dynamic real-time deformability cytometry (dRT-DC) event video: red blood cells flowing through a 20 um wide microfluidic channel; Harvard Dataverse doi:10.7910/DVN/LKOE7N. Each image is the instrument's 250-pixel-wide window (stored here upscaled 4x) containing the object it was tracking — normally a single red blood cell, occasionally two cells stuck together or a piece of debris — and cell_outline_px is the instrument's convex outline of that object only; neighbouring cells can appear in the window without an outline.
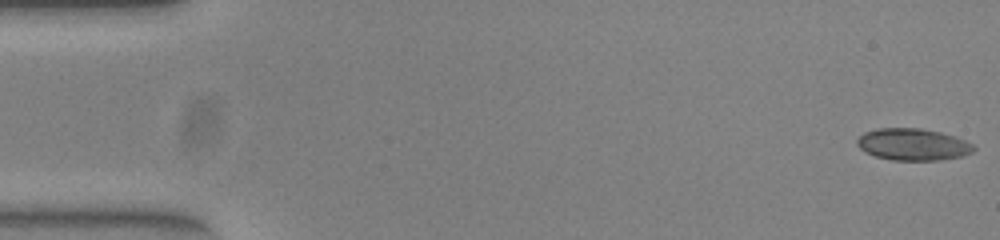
{"species": "common noctule bat (a hibernating species)", "species_latin": "Nyctalus noctula", "temperature_condition": "warm", "stored_images_in_passage": 51, "camera_frame_rate_fps": 3000, "um_per_image_px": 0.085, "animal": {"sex": "female", "body_mass_g": 23.0, "forearm_length_mm": 53.4}, "frame": {"image": 1, "passage_image": 1, "time_ms": 0.0, "image_size_px": [1000, 240], "cell_outline_px": [[976, 148], [972, 152], [964, 156], [940, 160], [892, 160], [876, 156], [860, 148], [856, 144], [856, 140], [864, 132], [880, 128], [920, 128], [940, 132], [956, 136], [972, 144]], "centroid_in_image_um": [77.62, 12.27], "position_along_channel_um": 7.4, "area_um2": 21.62}}
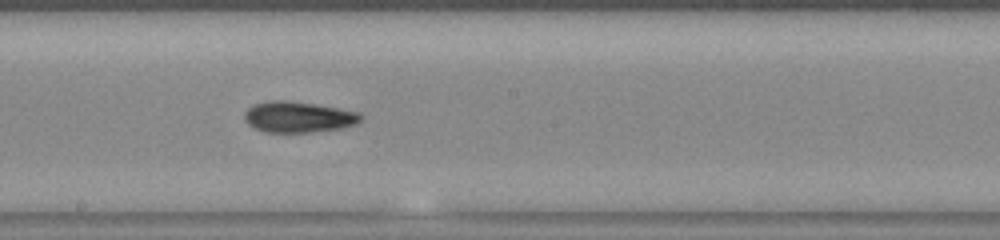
{"frame": {"image": 2, "passage_image": 28, "time_ms": 9.0, "image_size_px": [1000, 240], "cell_outline_px": [[364, 116], [356, 124], [340, 128], [308, 132], [264, 132], [248, 124], [244, 120], [244, 112], [248, 108], [256, 104], [272, 100], [288, 100], [316, 104], [360, 112]], "centroid_in_image_um": [25.36, 9.93], "position_along_channel_um": 222.8, "area_um2": 20.92}}
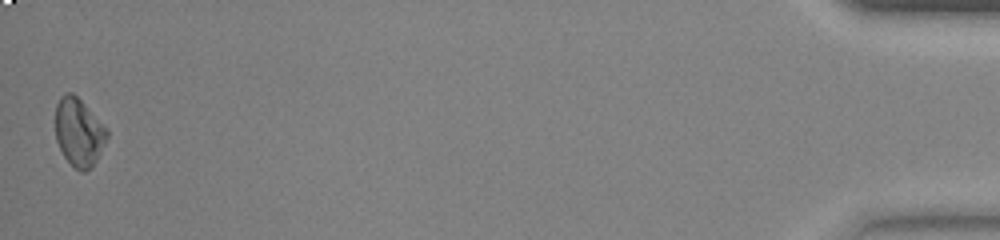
{"frame": {"image": 3, "passage_image": 51, "time_ms": 16.667, "image_size_px": [1000, 240], "cell_outline_px": [[108, 136], [96, 160], [84, 172], [80, 172], [64, 156], [56, 140], [56, 104], [60, 96], [68, 92], [72, 92], [108, 128]], "centroid_in_image_um": [6.7, 11.21], "position_along_channel_um": 428.5, "area_um2": 20.11}, "authors_computed_cell_mechanics": {"area_um2": 20.3456, "velocity_mm_per_s": 3.9699, "shape_relaxation_time_tau1_ms": 3.0413, "shape_relaxation_time_tau2_ms": 4.0948, "deformation_change_tau1": 0.1245, "deformation_change_tau2": 0.1091}}